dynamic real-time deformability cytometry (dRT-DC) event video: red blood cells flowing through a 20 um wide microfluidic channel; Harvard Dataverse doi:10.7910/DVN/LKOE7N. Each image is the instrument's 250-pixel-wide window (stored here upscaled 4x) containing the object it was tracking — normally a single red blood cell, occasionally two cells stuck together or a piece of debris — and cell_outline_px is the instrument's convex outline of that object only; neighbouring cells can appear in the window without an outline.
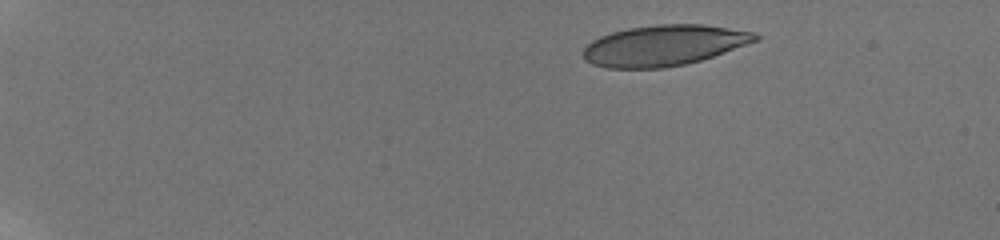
{"species": "human", "species_latin": "Homo sapiens", "temperature_condition": "room temperature", "stored_images_in_passage": 25, "camera_frame_rate_fps": 3000, "um_per_image_px": 0.085, "donor": {"sex": "male"}, "frame": {"image": 1, "passage_image": 1, "time_ms": 0.0, "image_size_px": [1000, 240], "cell_outline_px": [[760, 40], [700, 60], [684, 64], [664, 68], [608, 68], [592, 64], [584, 60], [584, 48], [592, 40], [600, 36], [612, 32], [628, 28], [656, 24], [704, 24], [756, 32], [760, 36]], "centroid_in_image_um": [56.45, 3.85], "position_along_channel_um": 28.6, "area_um2": 40.86}}
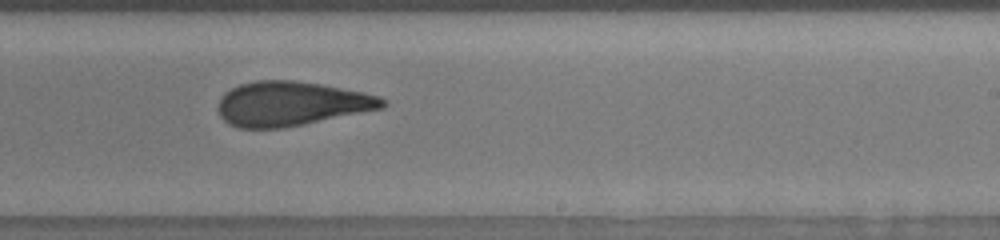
{"frame": {"image": 2, "passage_image": 20, "time_ms": 9.667, "image_size_px": [1000, 240], "cell_outline_px": [[388, 104], [384, 108], [284, 128], [236, 128], [228, 124], [220, 116], [216, 108], [220, 96], [224, 92], [240, 84], [256, 80], [292, 80], [320, 84], [364, 92], [380, 96], [388, 100]], "centroid_in_image_um": [24.74, 8.82], "position_along_channel_um": 264.3, "area_um2": 42.95}}
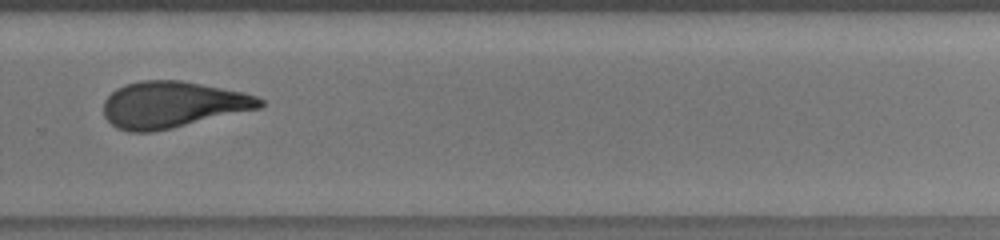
{"frame": {"image": 3, "passage_image": 23, "time_ms": 11.0, "image_size_px": [1000, 240], "cell_outline_px": [[264, 104], [260, 108], [172, 128], [152, 132], [128, 132], [116, 128], [104, 116], [104, 100], [116, 88], [124, 84], [140, 80], [180, 80], [244, 92], [256, 96], [264, 100]], "centroid_in_image_um": [14.64, 8.89], "position_along_channel_um": 315.2, "area_um2": 42.31}}